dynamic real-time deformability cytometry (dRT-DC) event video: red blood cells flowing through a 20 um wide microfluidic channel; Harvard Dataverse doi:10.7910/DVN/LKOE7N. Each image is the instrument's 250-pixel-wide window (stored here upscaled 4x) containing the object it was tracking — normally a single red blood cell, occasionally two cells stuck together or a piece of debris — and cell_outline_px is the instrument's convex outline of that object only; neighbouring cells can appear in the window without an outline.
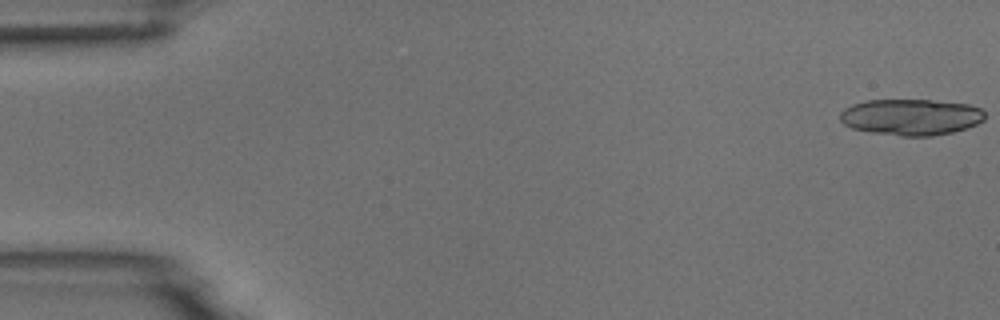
{"species": "common noctule bat (a hibernating species)", "species_latin": "Nyctalus noctula", "temperature_condition": "room temperature", "stored_images_in_passage": 20, "camera_frame_rate_fps": 3000, "um_per_image_px": 0.085, "animal": {"sex": "male", "body_mass_g": 18.8}, "frame": {"image": 1, "passage_image": 1, "time_ms": 0.0, "image_size_px": [1000, 320], "cell_outline_px": [[984, 120], [968, 128], [952, 132], [932, 136], [900, 136], [872, 132], [852, 128], [844, 124], [840, 120], [840, 112], [844, 108], [852, 104], [868, 100], [928, 100], [968, 104], [980, 108], [984, 112]], "centroid_in_image_um": [77.43, 9.95], "position_along_channel_um": 7.6, "area_um2": 30.58}}
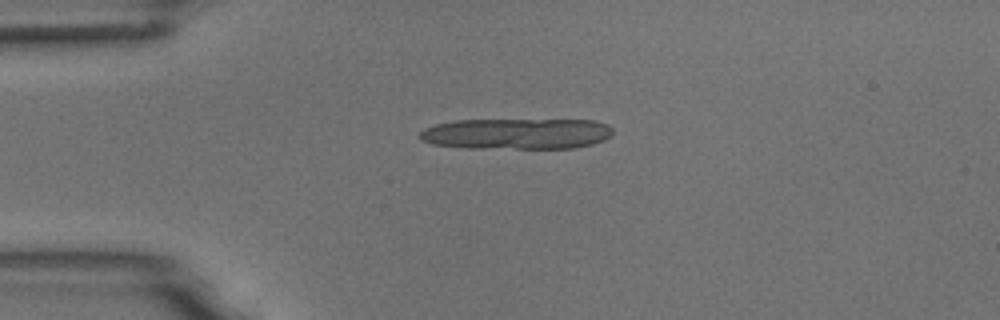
{"frame": {"image": 2, "passage_image": 13, "time_ms": 4.0, "image_size_px": [1000, 320], "cell_outline_px": [[612, 136], [604, 140], [592, 144], [576, 148], [464, 148], [432, 144], [420, 140], [416, 136], [424, 128], [436, 124], [456, 120], [596, 120], [608, 124], [612, 128]], "centroid_in_image_um": [43.91, 11.37], "position_along_channel_um": 41.1, "area_um2": 35.2}}